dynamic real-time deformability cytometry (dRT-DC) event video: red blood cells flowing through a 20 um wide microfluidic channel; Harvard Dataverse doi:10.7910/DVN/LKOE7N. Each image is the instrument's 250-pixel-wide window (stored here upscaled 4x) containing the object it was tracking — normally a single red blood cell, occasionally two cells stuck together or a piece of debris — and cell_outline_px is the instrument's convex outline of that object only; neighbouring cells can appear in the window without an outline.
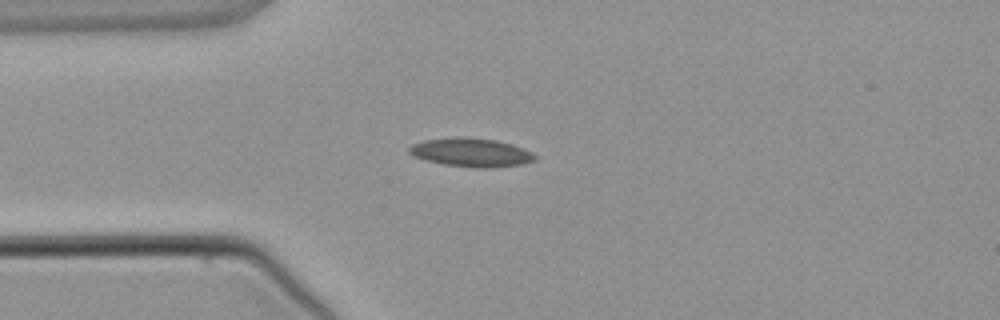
{"species": "common noctule bat (a hibernating species)", "species_latin": "Nyctalus noctula", "temperature_condition": "warm", "stored_images_in_passage": 2, "camera_frame_rate_fps": 3000, "um_per_image_px": 0.085, "animal": {"sex": "male", "body_mass_g": 21.5, "forearm_length_mm": 52.0}, "frame": {"image": 1, "passage_image": 2, "time_ms": 1.333, "image_size_px": [1000, 320], "cell_outline_px": [[536, 160], [524, 164], [492, 168], [480, 168], [444, 164], [424, 160], [412, 156], [408, 152], [408, 148], [412, 144], [424, 140], [496, 140], [512, 144], [532, 152], [536, 156]], "centroid_in_image_um": [40.09, 13.02], "position_along_channel_um": 44.9, "area_um2": 20.11}}